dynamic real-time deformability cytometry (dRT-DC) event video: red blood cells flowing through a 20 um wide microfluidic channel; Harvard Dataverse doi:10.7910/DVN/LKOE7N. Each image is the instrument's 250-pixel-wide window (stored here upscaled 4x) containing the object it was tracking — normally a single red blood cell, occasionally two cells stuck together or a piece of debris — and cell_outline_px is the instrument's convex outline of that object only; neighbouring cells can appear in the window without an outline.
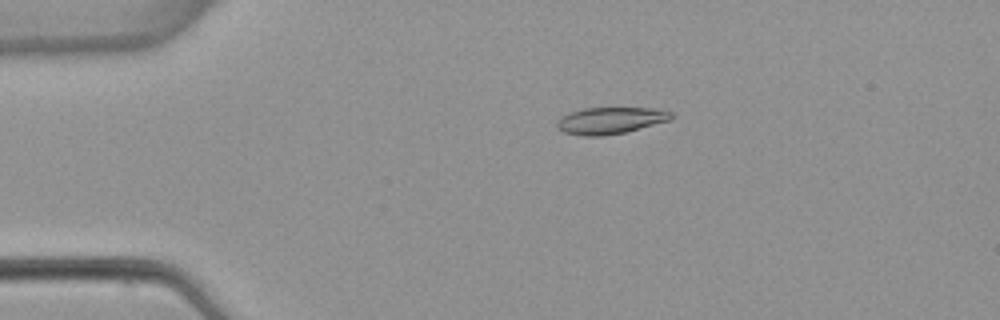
{"species": "common noctule bat (a hibernating species)", "species_latin": "Nyctalus noctula", "temperature_condition": "warm", "stored_images_in_passage": 4, "camera_frame_rate_fps": 3000, "um_per_image_px": 0.085, "animal": {"sex": "female", "body_mass_g": 22.7, "forearm_length_mm": 54.2}, "frame": {"image": 1, "passage_image": 3, "time_ms": 2.333, "image_size_px": [1000, 320], "cell_outline_px": [[672, 120], [624, 132], [600, 136], [584, 136], [564, 132], [556, 128], [556, 124], [560, 116], [584, 108], [660, 108], [672, 112]], "centroid_in_image_um": [51.89, 10.24], "position_along_channel_um": 33.1, "area_um2": 17.8}}